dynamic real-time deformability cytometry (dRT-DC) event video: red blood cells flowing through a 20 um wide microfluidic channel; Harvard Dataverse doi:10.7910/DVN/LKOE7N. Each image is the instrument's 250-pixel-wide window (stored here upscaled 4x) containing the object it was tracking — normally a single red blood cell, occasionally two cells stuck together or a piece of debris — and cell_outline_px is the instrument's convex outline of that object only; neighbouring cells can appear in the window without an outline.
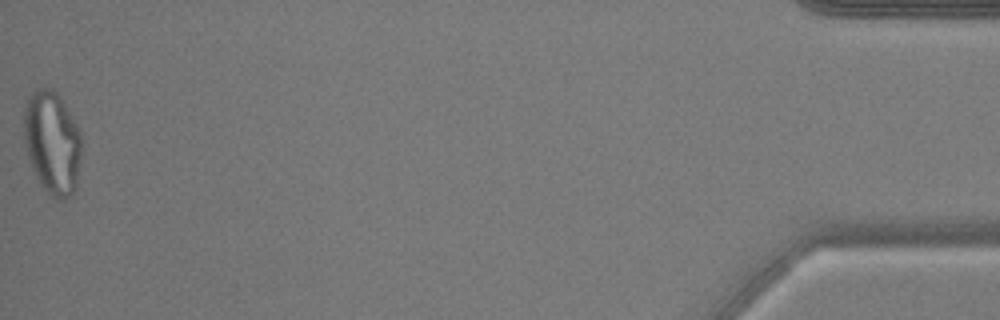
{"species": "common noctule bat (a hibernating species)", "species_latin": "Nyctalus noctula", "temperature_condition": "warm", "stored_images_in_passage": 49, "camera_frame_rate_fps": 3000, "um_per_image_px": 0.085, "animal": {"sex": "male", "body_mass_g": 17.9, "forearm_length_mm": 54.2}, "frame": {"image": 1, "passage_image": 49, "time_ms": 16.0, "image_size_px": [1000, 320], "cell_outline_px": [[80, 156], [76, 188], [68, 196], [60, 200], [56, 200], [44, 188], [36, 176], [32, 168], [28, 156], [24, 140], [24, 108], [28, 100], [40, 88], [52, 88], [56, 92], [76, 124], [80, 132]], "centroid_in_image_um": [4.43, 12.15], "position_along_channel_um": 430.8, "area_um2": 33.87}, "authors_computed_cell_mechanics": {"area_um2": 28.1486, "velocity_mm_per_s": 3.8104, "shape_relaxation_time_tau1_ms": null, "shape_relaxation_time_tau2_ms": 1.2919, "deformation_change_tau1": null, "deformation_change_tau2": 0.1}}